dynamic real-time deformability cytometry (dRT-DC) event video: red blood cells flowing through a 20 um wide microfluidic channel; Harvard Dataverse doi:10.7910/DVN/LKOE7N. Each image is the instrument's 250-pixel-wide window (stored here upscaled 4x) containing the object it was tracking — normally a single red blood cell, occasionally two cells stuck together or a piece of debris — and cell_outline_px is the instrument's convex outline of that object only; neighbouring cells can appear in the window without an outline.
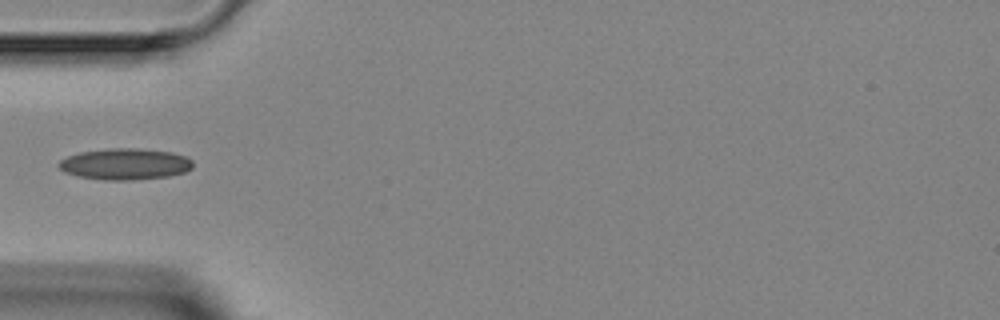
{"species": "Egyptian fruit bat (a non-hibernating species)", "species_latin": "Rousettus aegyptiacus", "temperature_condition": "room temperature", "stored_images_in_passage": 11, "camera_frame_rate_fps": 3000, "um_per_image_px": 0.085, "animal": {"sex": "female"}, "frame": {"image": 1, "passage_image": 5, "time_ms": 5.0, "image_size_px": [1000, 320], "cell_outline_px": [[192, 168], [184, 172], [168, 176], [132, 180], [104, 180], [80, 176], [64, 172], [56, 164], [60, 160], [68, 156], [80, 152], [108, 148], [136, 148], [172, 152], [184, 156], [192, 160]], "centroid_in_image_um": [10.61, 13.94], "position_along_channel_um": 74.4, "area_um2": 24.39}}